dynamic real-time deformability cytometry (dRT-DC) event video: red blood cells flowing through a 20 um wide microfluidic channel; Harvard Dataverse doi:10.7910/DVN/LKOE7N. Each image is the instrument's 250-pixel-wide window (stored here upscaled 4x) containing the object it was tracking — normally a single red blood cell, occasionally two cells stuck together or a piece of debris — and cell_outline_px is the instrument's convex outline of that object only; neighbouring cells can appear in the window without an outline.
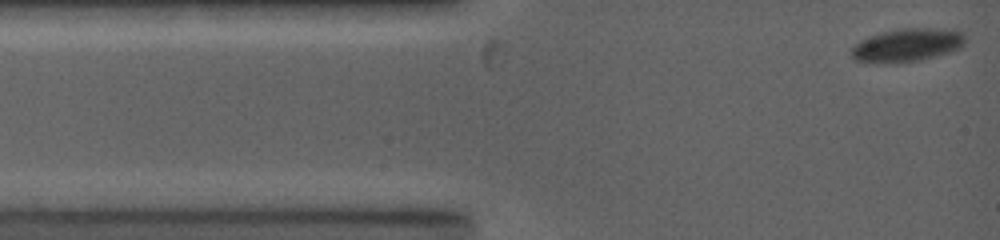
{"species": "common noctule bat (a hibernating species)", "species_latin": "Nyctalus noctula", "temperature_condition": "warm", "stored_images_in_passage": 18, "camera_frame_rate_fps": 5000, "um_per_image_px": 0.085, "animal": {"sex": "female", "body_mass_g": 19.0, "forearm_length_mm": 53.3}, "frame": {"image": 1, "passage_image": 1, "time_ms": 0.0, "image_size_px": [1000, 240], "cell_outline_px": [[964, 44], [960, 48], [936, 56], [920, 60], [856, 60], [852, 56], [852, 48], [860, 40], [868, 36], [880, 32], [900, 28], [956, 28], [964, 32]], "centroid_in_image_um": [77.22, 3.75], "position_along_channel_um": 7.8, "area_um2": 21.39}}
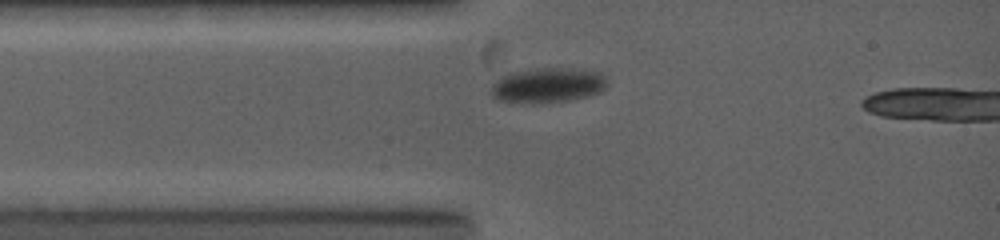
{"frame": {"image": 2, "passage_image": 6, "time_ms": 2.2, "image_size_px": [1000, 240], "cell_outline_px": [[608, 84], [600, 92], [588, 96], [568, 100], [544, 104], [500, 100], [492, 96], [492, 84], [500, 76], [508, 72], [536, 68], [572, 68], [600, 72], [608, 80]], "centroid_in_image_um": [46.57, 7.23], "position_along_channel_um": 38.4, "area_um2": 23.87}}